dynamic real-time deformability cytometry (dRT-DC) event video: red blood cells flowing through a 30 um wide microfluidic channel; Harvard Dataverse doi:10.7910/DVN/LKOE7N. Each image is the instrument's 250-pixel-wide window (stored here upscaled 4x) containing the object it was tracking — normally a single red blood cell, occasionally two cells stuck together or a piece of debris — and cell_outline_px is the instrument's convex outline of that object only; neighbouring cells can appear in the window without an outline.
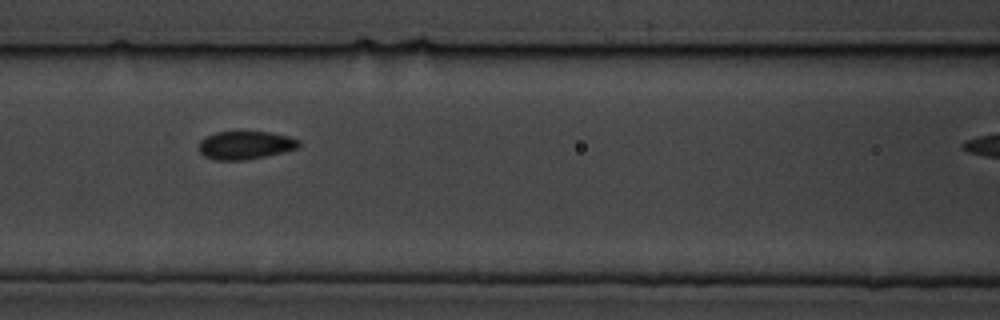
{"species": "common noctule bat (a hibernating species)", "species_latin": "Nyctalus noctula", "temperature_condition": "cold", "stored_images_in_passage": 8, "segment_of_instrument_passage": [1, 2], "camera_frame_rate_fps": 3000, "um_per_image_px": 0.085, "animal": {"sex": "male", "body_mass_g": 19.5, "forearm_length_mm": 54.6}, "frame": {"image": 1, "passage_image": 3, "time_ms": 0.667, "image_size_px": [1000, 320], "cell_outline_px": [[300, 148], [284, 152], [244, 160], [212, 160], [204, 156], [200, 152], [200, 140], [216, 132], [268, 132], [288, 136], [300, 140]], "centroid_in_image_um": [20.88, 12.35], "position_along_channel_um": 145.7, "area_um2": 16.36}}
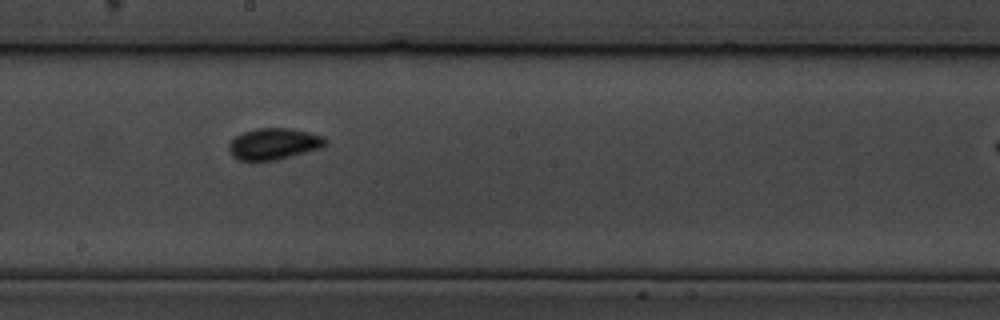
{"frame": {"image": 2, "passage_image": 5, "time_ms": 1.333, "image_size_px": [1000, 320], "cell_outline_px": [[328, 140], [320, 148], [276, 160], [240, 160], [232, 156], [228, 148], [228, 144], [236, 136], [244, 132], [256, 128], [288, 128], [308, 132], [324, 136]], "centroid_in_image_um": [23.26, 12.22], "position_along_channel_um": 224.9, "area_um2": 17.46}}
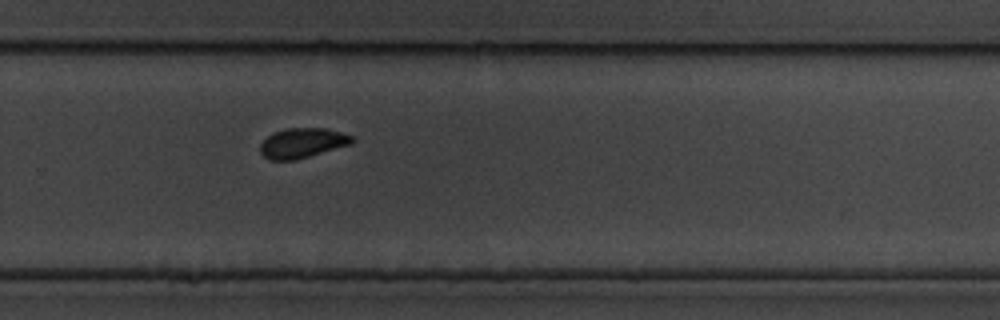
{"frame": {"image": 3, "passage_image": 7, "time_ms": 2.0, "image_size_px": [1000, 320], "cell_outline_px": [[356, 140], [352, 144], [296, 160], [268, 160], [260, 152], [260, 144], [272, 132], [288, 128], [324, 128], [340, 132], [352, 136]], "centroid_in_image_um": [25.7, 12.16], "position_along_channel_um": 304.1, "area_um2": 16.07}}